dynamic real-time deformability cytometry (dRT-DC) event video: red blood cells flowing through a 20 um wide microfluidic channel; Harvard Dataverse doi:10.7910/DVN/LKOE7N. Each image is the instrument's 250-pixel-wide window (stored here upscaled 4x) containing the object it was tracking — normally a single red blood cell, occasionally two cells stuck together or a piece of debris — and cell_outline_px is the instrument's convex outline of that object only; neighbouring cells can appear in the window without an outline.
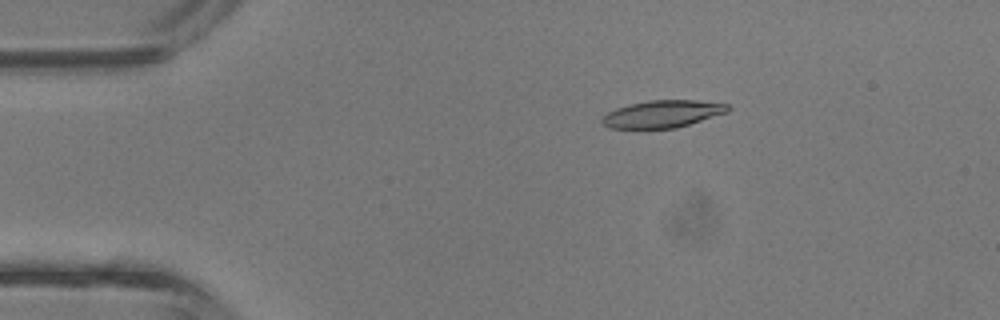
{"species": "common noctule bat (a hibernating species)", "species_latin": "Nyctalus noctula", "temperature_condition": "room temperature", "stored_images_in_passage": 4, "camera_frame_rate_fps": 3000, "um_per_image_px": 0.085, "animal": {"sex": "male", "body_mass_g": 13.3}, "frame": {"image": 1, "passage_image": 3, "time_ms": 0.667, "image_size_px": [1000, 320], "cell_outline_px": [[732, 108], [728, 112], [676, 128], [608, 128], [600, 120], [608, 112], [616, 108], [628, 104], [648, 100], [696, 100], [728, 104]], "centroid_in_image_um": [56.33, 9.67], "position_along_channel_um": 28.7, "area_um2": 20.0}}